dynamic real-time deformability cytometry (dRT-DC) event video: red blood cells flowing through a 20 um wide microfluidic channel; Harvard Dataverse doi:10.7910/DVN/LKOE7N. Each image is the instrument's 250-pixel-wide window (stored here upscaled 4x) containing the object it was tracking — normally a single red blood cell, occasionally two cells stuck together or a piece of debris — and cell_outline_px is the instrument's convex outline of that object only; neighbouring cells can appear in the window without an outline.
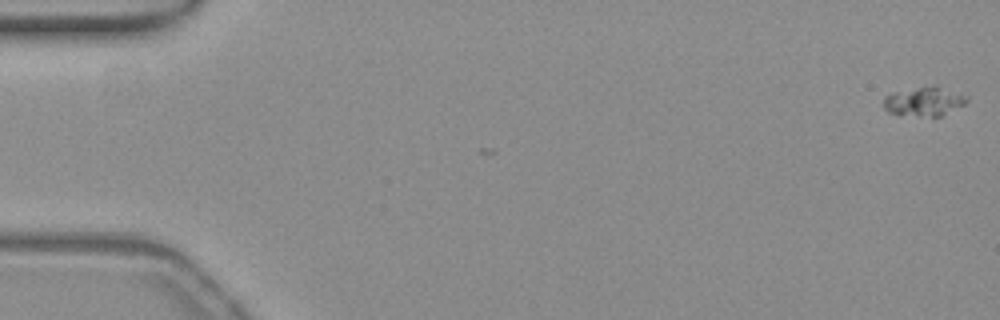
{"species": "common noctule bat (a hibernating species)", "species_latin": "Nyctalus noctula", "temperature_condition": "warm", "stored_images_in_passage": 4, "camera_frame_rate_fps": 3000, "um_per_image_px": 0.085, "animal": {"sex": "female", "body_mass_g": 19.3, "forearm_length_mm": 54.1}, "frame": {"image": 1, "passage_image": 1, "time_ms": 0.0, "image_size_px": [1000, 320], "cell_outline_px": [[968, 100], [964, 104], [940, 116], [920, 116], [888, 112], [884, 108], [884, 96], [896, 92], [920, 88], [936, 88], [968, 96]], "centroid_in_image_um": [78.52, 8.67], "position_along_channel_um": 6.5, "area_um2": 13.12}}